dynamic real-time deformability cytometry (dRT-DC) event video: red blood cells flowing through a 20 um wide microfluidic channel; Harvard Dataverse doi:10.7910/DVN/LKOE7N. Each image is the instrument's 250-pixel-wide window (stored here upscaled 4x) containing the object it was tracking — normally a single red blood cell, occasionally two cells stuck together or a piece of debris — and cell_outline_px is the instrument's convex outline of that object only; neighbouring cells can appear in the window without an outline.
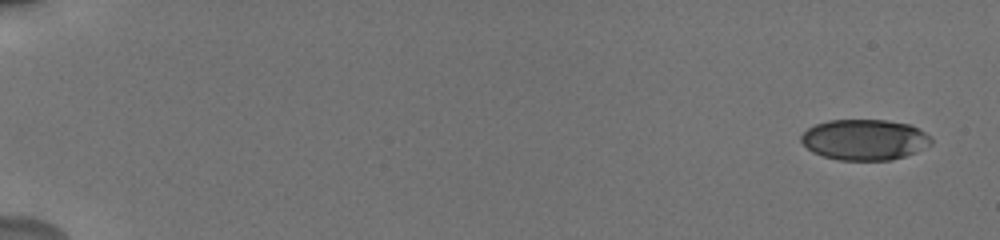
{"species": "human", "species_latin": "Homo sapiens", "temperature_condition": "cold", "stored_images_in_passage": 39, "camera_frame_rate_fps": 3000, "um_per_image_px": 0.085, "donor": {"sex": "male"}, "frame": {"image": 1, "passage_image": 1, "time_ms": 0.0, "image_size_px": [1000, 240], "cell_outline_px": [[932, 144], [916, 152], [892, 160], [840, 160], [824, 156], [812, 152], [800, 140], [800, 136], [808, 128], [816, 124], [828, 120], [884, 120], [908, 124], [920, 128], [932, 140]], "centroid_in_image_um": [73.49, 11.87], "position_along_channel_um": 11.5, "area_um2": 30.81}}
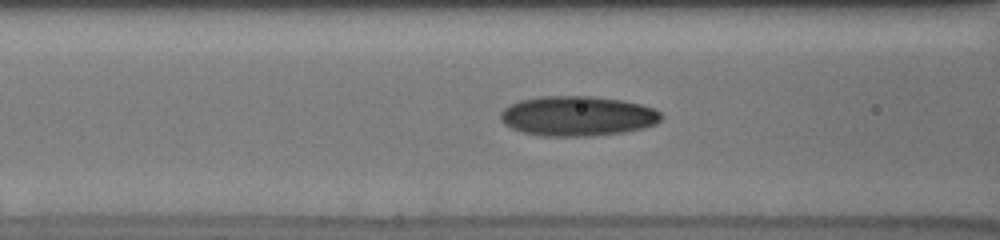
{"frame": {"image": 2, "passage_image": 32, "time_ms": 7.667, "image_size_px": [1000, 240], "cell_outline_px": [[664, 116], [656, 124], [644, 128], [624, 132], [588, 136], [540, 136], [520, 132], [504, 124], [500, 120], [500, 112], [504, 108], [520, 100], [540, 96], [592, 96], [620, 100], [640, 104], [656, 108]], "centroid_in_image_um": [49.09, 9.86], "position_along_channel_um": 117.5, "area_um2": 37.63}}
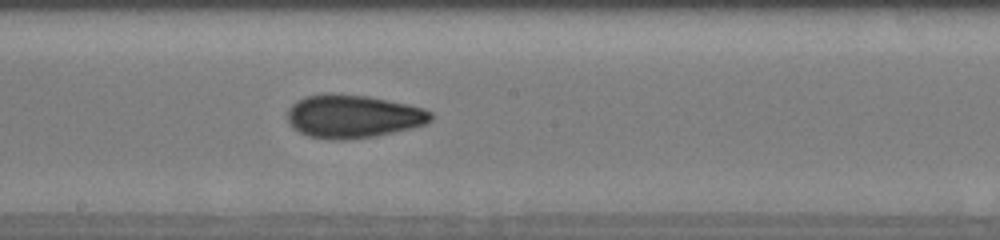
{"frame": {"image": 3, "passage_image": 39, "time_ms": 10.333, "image_size_px": [1000, 240], "cell_outline_px": [[432, 120], [424, 124], [412, 128], [376, 136], [344, 140], [332, 140], [308, 136], [292, 128], [288, 124], [288, 108], [296, 100], [304, 96], [324, 92], [332, 92], [368, 96], [408, 104], [424, 108], [432, 112]], "centroid_in_image_um": [29.97, 9.87], "position_along_channel_um": 218.2, "area_um2": 36.65}}